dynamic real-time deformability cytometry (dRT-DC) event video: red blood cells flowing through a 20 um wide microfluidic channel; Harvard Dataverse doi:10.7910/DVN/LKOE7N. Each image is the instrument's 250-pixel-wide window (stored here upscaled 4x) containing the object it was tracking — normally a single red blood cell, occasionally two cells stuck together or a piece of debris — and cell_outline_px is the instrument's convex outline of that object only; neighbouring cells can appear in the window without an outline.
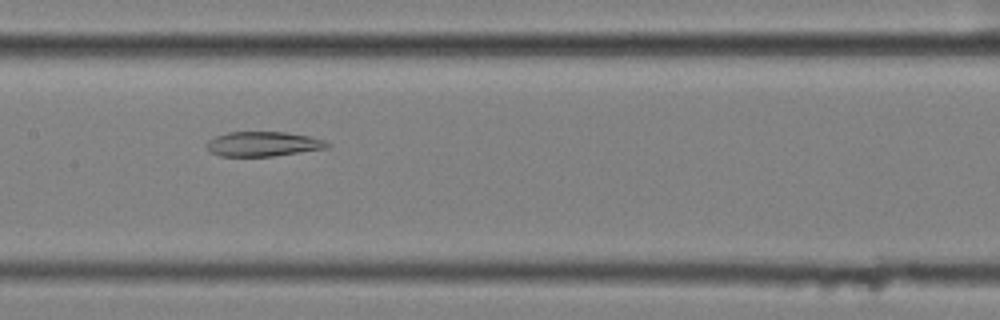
{"species": "common noctule bat (a hibernating species)", "species_latin": "Nyctalus noctula", "temperature_condition": "cold", "stored_images_in_passage": 58, "segment_of_instrument_passage": [2, 2], "camera_frame_rate_fps": 3000, "um_per_image_px": 0.085, "animal": {"sex": "female", "body_mass_g": 25.1}, "frame": {"image": 1, "passage_image": 29, "time_ms": 9.333, "image_size_px": [1000, 320], "cell_outline_px": [[332, 144], [328, 148], [272, 156], [220, 156], [208, 152], [204, 144], [208, 140], [216, 136], [228, 132], [284, 132], [308, 136], [324, 140]], "centroid_in_image_um": [22.32, 12.24], "position_along_channel_um": 185.1, "area_um2": 17.46}}
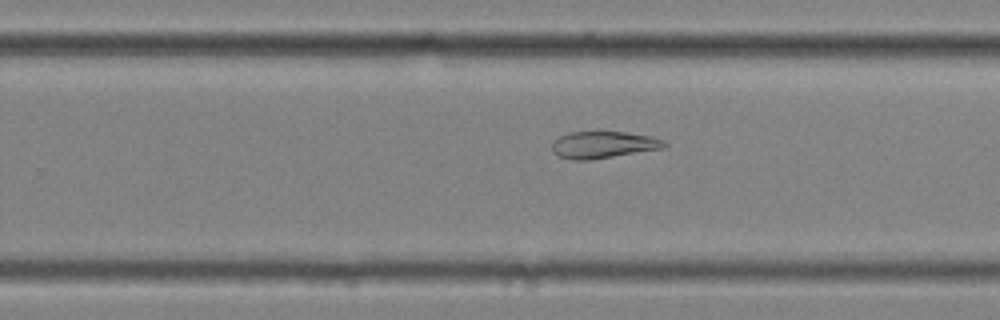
{"frame": {"image": 2, "passage_image": 37, "time_ms": 12.0, "image_size_px": [1000, 320], "cell_outline_px": [[668, 144], [664, 148], [592, 160], [572, 160], [560, 156], [552, 152], [552, 140], [568, 132], [624, 132], [652, 136], [664, 140]], "centroid_in_image_um": [51.28, 12.31], "position_along_channel_um": 278.5, "area_um2": 17.74}}
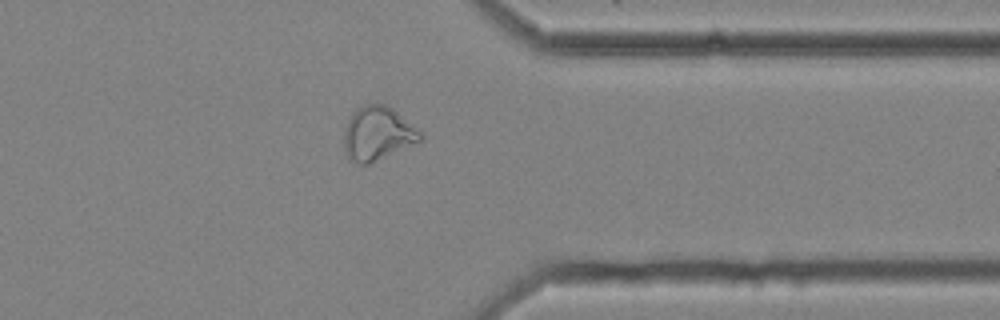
{"frame": {"image": 3, "passage_image": 46, "time_ms": 15.0, "image_size_px": [1000, 320], "cell_outline_px": [[424, 136], [420, 140], [368, 164], [360, 164], [352, 160], [348, 156], [344, 144], [344, 132], [348, 120], [352, 112], [356, 108], [368, 104], [384, 104], [392, 108], [424, 132]], "centroid_in_image_um": [32.11, 11.32], "position_along_channel_um": 379.3, "area_um2": 23.58}}